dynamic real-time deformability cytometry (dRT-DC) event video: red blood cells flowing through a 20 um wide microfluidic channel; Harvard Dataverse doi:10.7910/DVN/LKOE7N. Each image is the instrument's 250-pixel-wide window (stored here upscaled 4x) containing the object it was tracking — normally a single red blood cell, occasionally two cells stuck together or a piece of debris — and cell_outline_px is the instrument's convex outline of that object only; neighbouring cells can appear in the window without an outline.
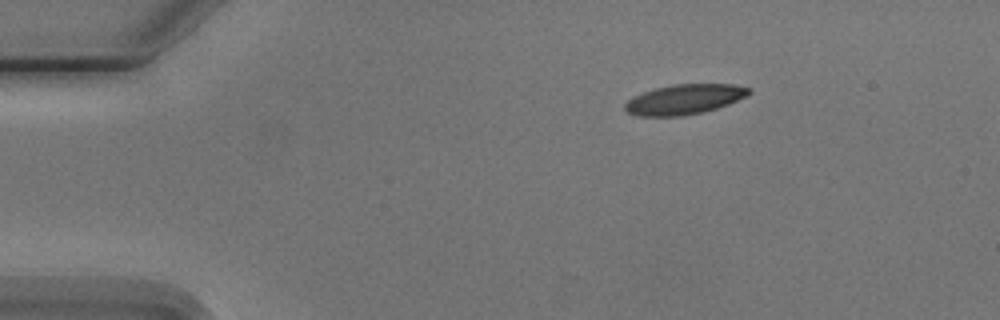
{"species": "Egyptian fruit bat (a non-hibernating species)", "species_latin": "Rousettus aegyptiacus", "temperature_condition": "cold", "stored_images_in_passage": 2, "camera_frame_rate_fps": 3000, "um_per_image_px": 0.085, "animal": {"sex": "male"}, "frame": {"image": 1, "passage_image": 1, "time_ms": 0.0, "image_size_px": [1000, 320], "cell_outline_px": [[752, 92], [728, 104], [716, 108], [700, 112], [680, 116], [640, 116], [628, 112], [624, 108], [624, 104], [628, 100], [644, 92], [656, 88], [672, 84], [732, 84], [752, 88]], "centroid_in_image_um": [58.18, 8.43], "position_along_channel_um": 26.8, "area_um2": 21.33}}